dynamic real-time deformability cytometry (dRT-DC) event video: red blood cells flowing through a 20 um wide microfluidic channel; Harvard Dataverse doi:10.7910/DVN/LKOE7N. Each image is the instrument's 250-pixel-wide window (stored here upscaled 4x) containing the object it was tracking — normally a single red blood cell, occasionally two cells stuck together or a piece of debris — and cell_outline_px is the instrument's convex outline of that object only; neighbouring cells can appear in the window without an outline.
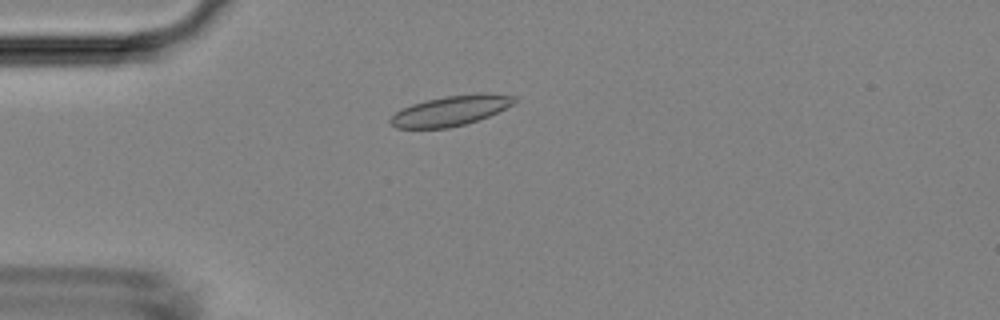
{"species": "Egyptian fruit bat (a non-hibernating species)", "species_latin": "Rousettus aegyptiacus", "temperature_condition": "room temperature", "stored_images_in_passage": 3, "camera_frame_rate_fps": 3000, "um_per_image_px": 0.085, "animal": {"sex": "female"}, "frame": {"image": 1, "passage_image": 3, "time_ms": 3.0, "image_size_px": [1000, 320], "cell_outline_px": [[516, 100], [512, 104], [488, 116], [464, 124], [448, 128], [396, 128], [388, 120], [396, 112], [412, 104], [444, 96], [476, 92], [488, 92], [516, 96]], "centroid_in_image_um": [38.32, 9.39], "position_along_channel_um": 46.7, "area_um2": 21.62}}